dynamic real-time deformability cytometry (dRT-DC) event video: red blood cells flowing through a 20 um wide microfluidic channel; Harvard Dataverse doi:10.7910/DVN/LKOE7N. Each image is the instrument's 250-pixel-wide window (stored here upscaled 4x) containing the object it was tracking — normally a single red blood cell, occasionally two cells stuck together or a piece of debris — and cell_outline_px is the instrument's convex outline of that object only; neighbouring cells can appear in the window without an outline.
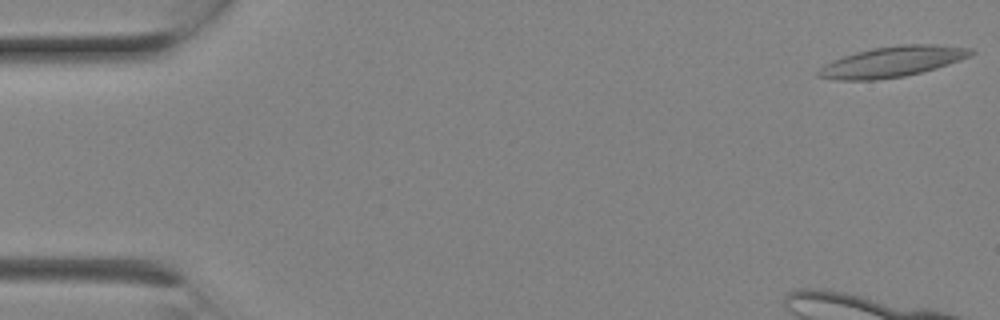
{"species": "Egyptian fruit bat (a non-hibernating species)", "species_latin": "Rousettus aegyptiacus", "temperature_condition": "room temperature", "stored_images_in_passage": 5, "camera_frame_rate_fps": 3000, "um_per_image_px": 0.085, "animal": {"sex": "female"}, "frame": {"image": 1, "passage_image": 1, "time_ms": 0.0, "image_size_px": [1000, 320], "cell_outline_px": [[976, 52], [972, 56], [936, 68], [904, 76], [876, 80], [836, 80], [816, 76], [816, 72], [824, 64], [832, 60], [856, 52], [872, 48], [904, 44], [932, 44], [972, 48]], "centroid_in_image_um": [75.85, 5.24], "position_along_channel_um": 9.2, "area_um2": 27.22}}